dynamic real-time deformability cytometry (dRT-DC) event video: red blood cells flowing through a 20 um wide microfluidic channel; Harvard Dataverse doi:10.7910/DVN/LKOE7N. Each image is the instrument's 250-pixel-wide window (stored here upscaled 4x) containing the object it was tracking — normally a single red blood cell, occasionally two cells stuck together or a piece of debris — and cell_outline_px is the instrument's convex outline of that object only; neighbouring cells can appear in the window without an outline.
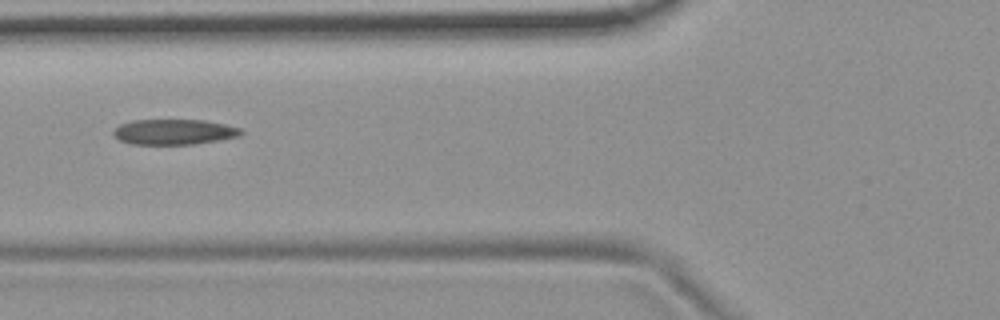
{"species": "common noctule bat (a hibernating species)", "species_latin": "Nyctalus noctula", "temperature_condition": "room temperature", "stored_images_in_passage": 6, "camera_frame_rate_fps": 3000, "um_per_image_px": 0.085, "animal": {"sex": "female", "body_mass_g": 19.9}, "frame": {"image": 1, "passage_image": 4, "time_ms": 3.667, "image_size_px": [1000, 320], "cell_outline_px": [[244, 132], [240, 136], [192, 144], [132, 144], [120, 140], [112, 132], [120, 124], [132, 120], [204, 120], [224, 124], [240, 128]], "centroid_in_image_um": [14.79, 11.2], "position_along_channel_um": 111.0, "area_um2": 18.67}}
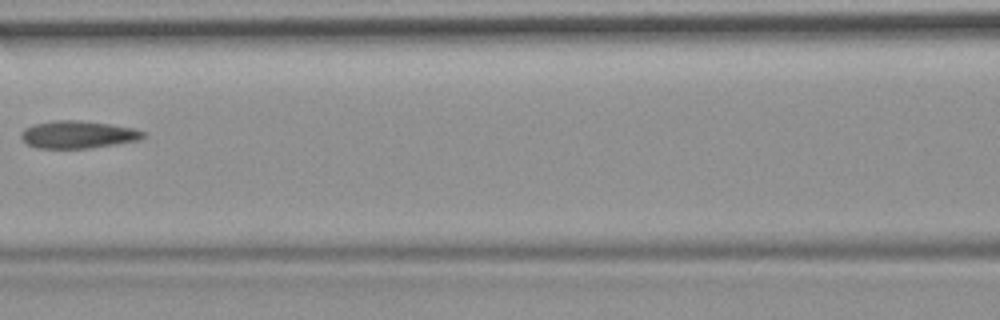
{"frame": {"image": 2, "passage_image": 5, "time_ms": 5.0, "image_size_px": [1000, 320], "cell_outline_px": [[144, 136], [140, 140], [116, 144], [88, 148], [36, 148], [28, 144], [20, 136], [24, 128], [32, 124], [56, 120], [80, 120], [136, 128], [144, 132]], "centroid_in_image_um": [6.62, 11.43], "position_along_channel_um": 160.0, "area_um2": 19.54}}